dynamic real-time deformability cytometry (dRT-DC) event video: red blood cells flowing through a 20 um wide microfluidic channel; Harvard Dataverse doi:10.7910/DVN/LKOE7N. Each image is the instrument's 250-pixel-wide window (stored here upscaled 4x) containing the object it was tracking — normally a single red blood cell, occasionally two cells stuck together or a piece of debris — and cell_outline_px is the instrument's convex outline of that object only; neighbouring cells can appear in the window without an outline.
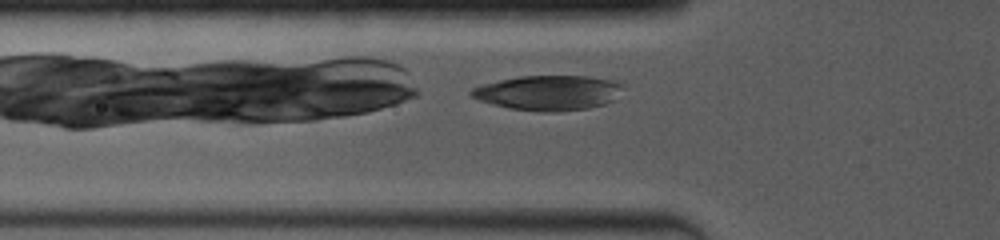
{"species": "common noctule bat (a hibernating species)", "species_latin": "Nyctalus noctula", "temperature_condition": "room temperature", "stored_images_in_passage": 5, "camera_frame_rate_fps": 4000, "um_per_image_px": 0.085, "animal": {"sex": "female", "body_mass_g": 19.0, "forearm_length_mm": 53.3}, "frame": {"image": 1, "passage_image": 2, "time_ms": 0.5, "image_size_px": [1000, 240], "cell_outline_px": [[628, 84], [616, 100], [604, 104], [588, 108], [560, 112], [536, 112], [508, 108], [492, 104], [480, 100], [472, 96], [468, 92], [472, 88], [484, 84], [500, 80], [520, 76], [588, 76], [612, 80]], "centroid_in_image_um": [46.7, 7.89], "position_along_channel_um": 79.1, "area_um2": 31.33}}
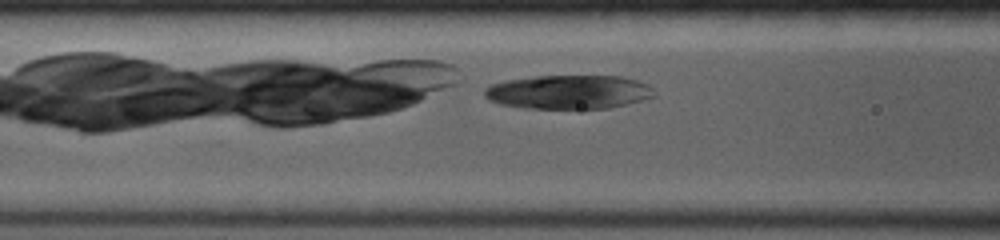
{"frame": {"image": 2, "passage_image": 5, "time_ms": 1.5, "image_size_px": [1000, 240], "cell_outline_px": [[656, 96], [608, 108], [520, 108], [500, 104], [488, 100], [484, 96], [484, 88], [488, 84], [508, 80], [536, 76], [620, 76], [636, 80], [648, 84], [652, 88]], "centroid_in_image_um": [48.28, 7.82], "position_along_channel_um": 118.3, "area_um2": 33.52}}